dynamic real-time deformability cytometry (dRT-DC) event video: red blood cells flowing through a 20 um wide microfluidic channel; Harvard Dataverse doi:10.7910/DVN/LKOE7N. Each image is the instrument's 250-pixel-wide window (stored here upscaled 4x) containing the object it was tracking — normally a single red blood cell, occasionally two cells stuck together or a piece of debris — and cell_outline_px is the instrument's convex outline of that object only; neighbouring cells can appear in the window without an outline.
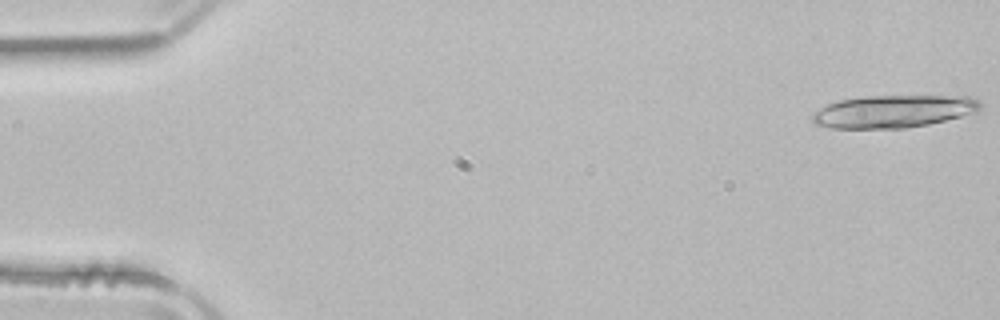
{"species": "common noctule bat (a hibernating species)", "species_latin": "Nyctalus noctula", "temperature_condition": "room temperature", "stored_images_in_passage": 5, "camera_frame_rate_fps": 3000, "um_per_image_px": 0.085, "animal": {"sex": "male", "body_mass_g": 21.5, "forearm_length_mm": 52.0}, "frame": {"image": 1, "passage_image": 1, "time_ms": 0.0, "image_size_px": [1000, 320], "cell_outline_px": [[984, 104], [976, 112], [928, 124], [904, 128], [832, 128], [816, 124], [812, 120], [812, 112], [828, 104], [840, 100], [864, 96], [968, 96], [980, 100]], "centroid_in_image_um": [75.95, 9.46], "position_along_channel_um": 9.0, "area_um2": 31.79}}